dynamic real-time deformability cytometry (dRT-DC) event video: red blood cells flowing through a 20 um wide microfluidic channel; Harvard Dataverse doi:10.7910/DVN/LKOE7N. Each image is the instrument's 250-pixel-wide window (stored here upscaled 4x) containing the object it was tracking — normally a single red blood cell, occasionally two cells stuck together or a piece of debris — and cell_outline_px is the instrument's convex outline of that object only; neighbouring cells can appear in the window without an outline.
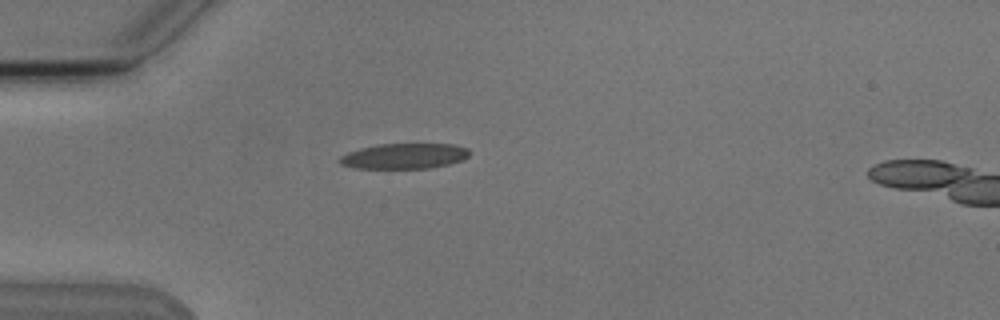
{"species": "Egyptian fruit bat (a non-hibernating species)", "species_latin": "Rousettus aegyptiacus", "temperature_condition": "cold", "stored_images_in_passage": 2, "camera_frame_rate_fps": 3000, "um_per_image_px": 0.085, "animal": {"sex": "male"}, "frame": {"image": 1, "passage_image": 1, "time_ms": 0.0, "image_size_px": [1000, 320], "cell_outline_px": [[468, 156], [464, 160], [432, 168], [352, 168], [340, 164], [336, 160], [340, 156], [348, 152], [360, 148], [376, 144], [452, 144], [468, 148]], "centroid_in_image_um": [34.32, 13.27], "position_along_channel_um": 50.7, "area_um2": 19.36}}